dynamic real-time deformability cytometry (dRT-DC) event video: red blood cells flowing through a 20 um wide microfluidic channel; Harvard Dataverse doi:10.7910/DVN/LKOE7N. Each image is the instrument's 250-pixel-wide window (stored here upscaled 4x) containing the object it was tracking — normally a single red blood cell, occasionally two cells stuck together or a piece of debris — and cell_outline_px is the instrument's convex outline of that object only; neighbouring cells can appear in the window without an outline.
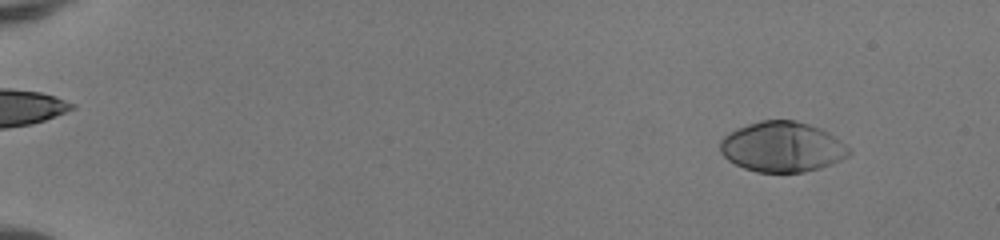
{"species": "human", "species_latin": "Homo sapiens", "temperature_condition": "room temperature", "stored_images_in_passage": 51, "camera_frame_rate_fps": 3000, "um_per_image_px": 0.085, "donor": {"sex": "female"}, "frame": {"image": 1, "passage_image": 5, "time_ms": 1.333, "image_size_px": [1000, 240], "cell_outline_px": [[852, 152], [848, 156], [832, 164], [820, 168], [804, 172], [756, 172], [744, 168], [728, 160], [720, 152], [720, 140], [728, 132], [736, 128], [760, 120], [796, 120], [820, 128], [828, 132], [840, 140]], "centroid_in_image_um": [66.47, 12.48], "position_along_channel_um": 18.5, "area_um2": 37.8}}
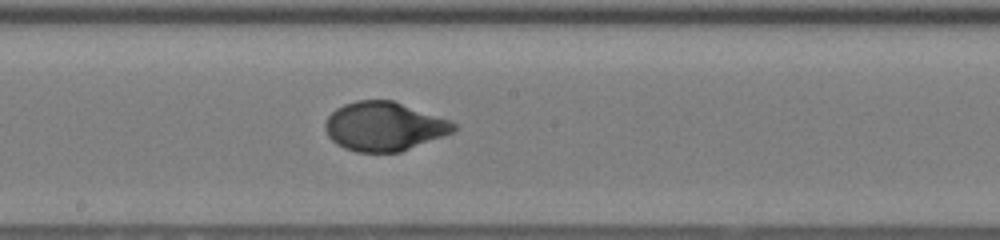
{"frame": {"image": 2, "passage_image": 30, "time_ms": 9.667, "image_size_px": [1000, 240], "cell_outline_px": [[456, 132], [400, 152], [356, 152], [344, 148], [336, 144], [328, 136], [324, 128], [324, 124], [328, 116], [336, 108], [344, 104], [356, 100], [392, 100], [452, 120], [456, 124]], "centroid_in_image_um": [32.67, 10.74], "position_along_channel_um": 215.5, "area_um2": 36.99}}
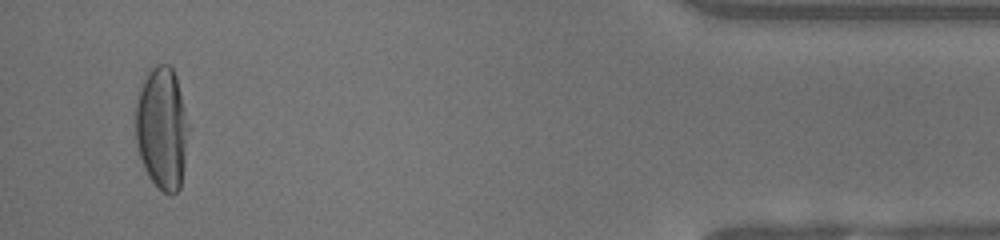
{"frame": {"image": 3, "passage_image": 49, "time_ms": 16.0, "image_size_px": [1000, 240], "cell_outline_px": [[188, 128], [184, 168], [180, 188], [172, 196], [168, 196], [148, 176], [144, 168], [136, 144], [136, 100], [140, 88], [148, 72], [156, 64], [168, 64], [172, 68], [176, 76], [188, 124]], "centroid_in_image_um": [13.76, 10.92], "position_along_channel_um": 421.4, "area_um2": 37.57}, "authors_computed_cell_mechanics": {"area_um2": 37.0498, "velocity_mm_per_s": 4.1562, "shape_relaxation_time_tau1_ms": 3.8885, "shape_relaxation_time_tau2_ms": null, "deformation_change_tau1": 0.233, "deformation_change_tau2": null}}